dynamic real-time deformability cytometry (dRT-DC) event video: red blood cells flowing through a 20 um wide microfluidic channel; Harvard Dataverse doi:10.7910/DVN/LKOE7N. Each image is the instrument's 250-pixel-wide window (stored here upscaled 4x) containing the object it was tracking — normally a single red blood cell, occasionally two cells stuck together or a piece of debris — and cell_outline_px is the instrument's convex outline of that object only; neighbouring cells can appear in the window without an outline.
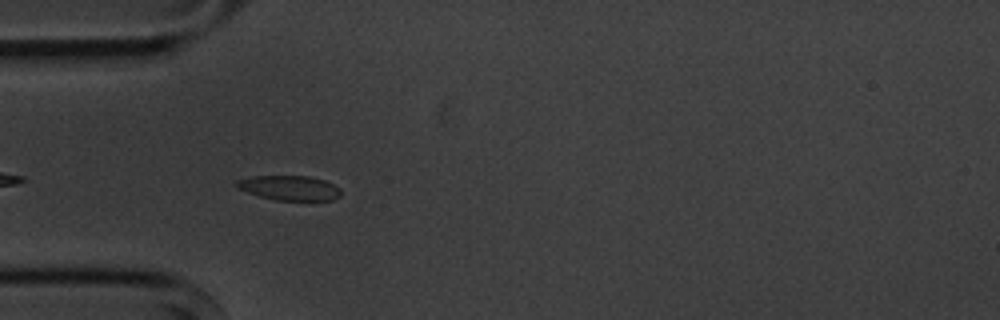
{"species": "common noctule bat (a hibernating species)", "species_latin": "Nyctalus noctula", "temperature_condition": "cold", "stored_images_in_passage": 5, "camera_frame_rate_fps": 3000, "um_per_image_px": 0.085, "animal": {"sex": "male", "body_mass_g": 20.1, "forearm_length_mm": 53.5}, "frame": {"image": 1, "passage_image": 4, "time_ms": 4.333, "image_size_px": [1000, 320], "cell_outline_px": [[340, 196], [332, 200], [276, 200], [260, 196], [236, 188], [236, 180], [252, 176], [308, 176], [324, 180], [340, 188]], "centroid_in_image_um": [24.59, 15.97], "position_along_channel_um": 60.4, "area_um2": 14.91}}
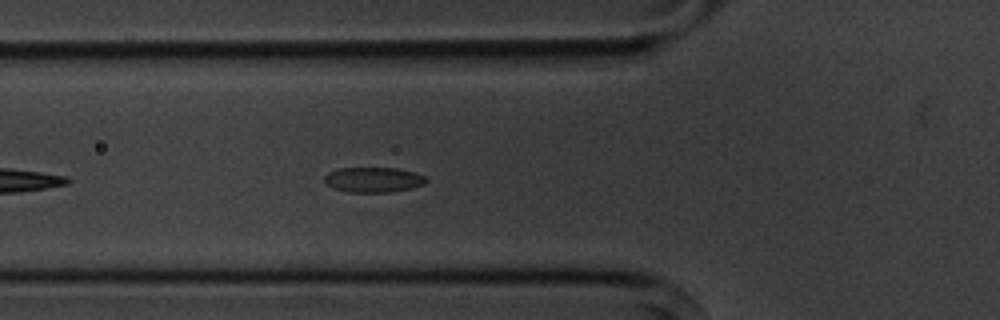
{"frame": {"image": 2, "passage_image": 5, "time_ms": 5.333, "image_size_px": [1000, 320], "cell_outline_px": [[428, 180], [424, 184], [412, 188], [388, 192], [348, 192], [336, 188], [328, 184], [324, 180], [324, 176], [328, 172], [340, 168], [396, 168], [416, 172], [428, 176]], "centroid_in_image_um": [31.8, 15.26], "position_along_channel_um": 94.0, "area_um2": 14.91}}